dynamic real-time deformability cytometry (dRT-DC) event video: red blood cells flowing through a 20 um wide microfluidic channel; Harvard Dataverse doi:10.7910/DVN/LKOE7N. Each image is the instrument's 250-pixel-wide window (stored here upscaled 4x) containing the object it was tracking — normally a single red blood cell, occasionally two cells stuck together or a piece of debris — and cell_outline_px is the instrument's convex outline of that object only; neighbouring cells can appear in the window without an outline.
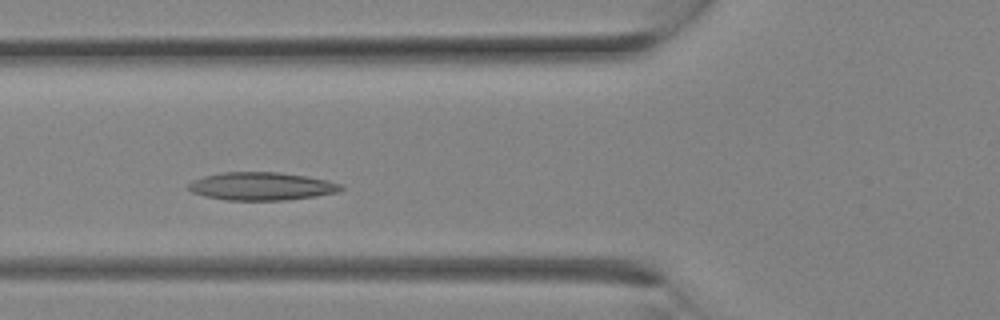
{"species": "Egyptian fruit bat (a non-hibernating species)", "species_latin": "Rousettus aegyptiacus", "temperature_condition": "room temperature", "stored_images_in_passage": 17, "camera_frame_rate_fps": 3000, "um_per_image_px": 0.085, "animal": {"sex": "female"}, "frame": {"image": 1, "passage_image": 7, "time_ms": 2.0, "image_size_px": [1000, 320], "cell_outline_px": [[344, 188], [340, 192], [316, 196], [288, 200], [224, 200], [204, 196], [192, 192], [188, 188], [188, 184], [192, 180], [204, 176], [224, 172], [280, 172], [328, 180], [344, 184]], "centroid_in_image_um": [22.26, 15.83], "position_along_channel_um": 103.5, "area_um2": 25.09}}
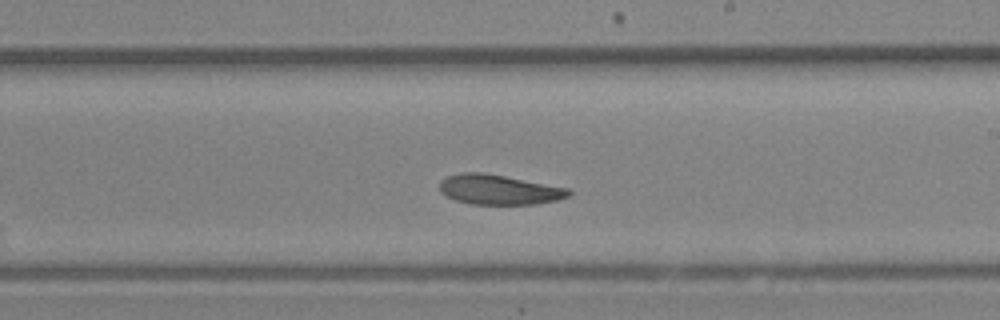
{"frame": {"image": 2, "passage_image": 13, "time_ms": 4.0, "image_size_px": [1000, 320], "cell_outline_px": [[572, 192], [568, 196], [556, 200], [536, 204], [472, 204], [456, 200], [444, 196], [440, 192], [440, 180], [444, 176], [464, 172], [484, 172], [568, 188]], "centroid_in_image_um": [42.36, 16.11], "position_along_channel_um": 246.6, "area_um2": 22.54}}
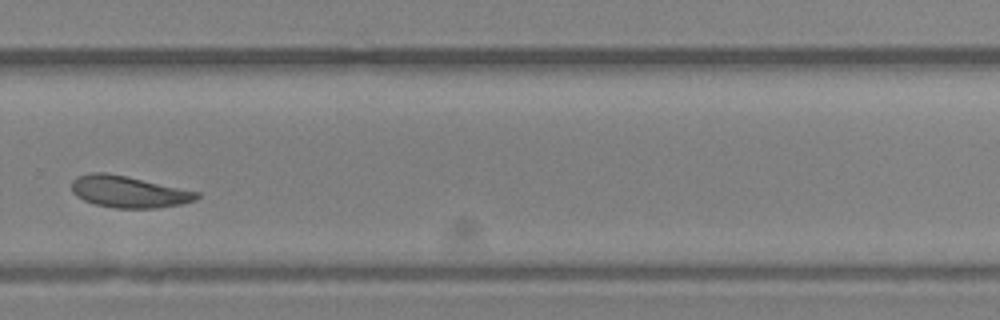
{"frame": {"image": 3, "passage_image": 16, "time_ms": 5.0, "image_size_px": [1000, 320], "cell_outline_px": [[200, 196], [196, 200], [180, 204], [156, 208], [116, 208], [96, 204], [84, 200], [76, 196], [72, 192], [72, 180], [76, 176], [88, 172], [104, 172], [128, 176], [200, 192]], "centroid_in_image_um": [10.92, 16.28], "position_along_channel_um": 318.9, "area_um2": 23.24}}